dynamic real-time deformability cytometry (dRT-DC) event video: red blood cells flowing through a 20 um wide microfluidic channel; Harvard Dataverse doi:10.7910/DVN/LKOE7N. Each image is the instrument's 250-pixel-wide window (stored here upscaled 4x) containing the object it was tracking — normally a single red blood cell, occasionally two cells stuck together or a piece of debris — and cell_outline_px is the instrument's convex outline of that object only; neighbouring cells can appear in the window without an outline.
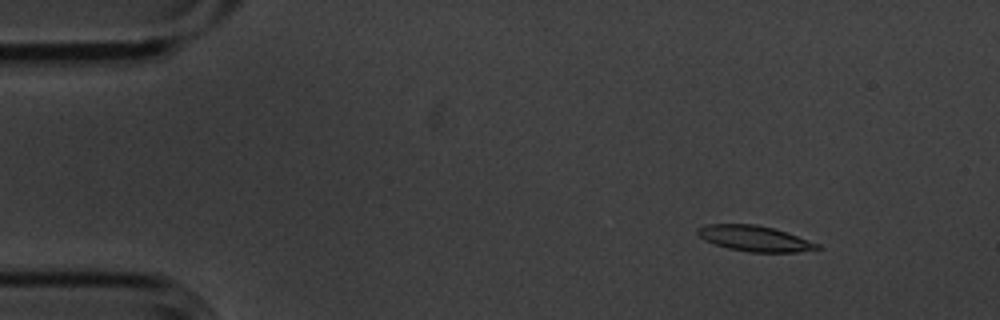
{"species": "common noctule bat (a hibernating species)", "species_latin": "Nyctalus noctula", "temperature_condition": "cold", "stored_images_in_passage": 11, "camera_frame_rate_fps": 3000, "um_per_image_px": 0.085, "animal": {"sex": "male", "body_mass_g": 20.1, "forearm_length_mm": 53.5}, "frame": {"image": 1, "passage_image": 2, "time_ms": 0.333, "image_size_px": [1000, 320], "cell_outline_px": [[824, 248], [796, 252], [752, 252], [728, 248], [704, 240], [696, 232], [696, 228], [708, 224], [756, 224], [772, 228], [820, 244]], "centroid_in_image_um": [64.13, 20.27], "position_along_channel_um": 20.9, "area_um2": 17.63}}
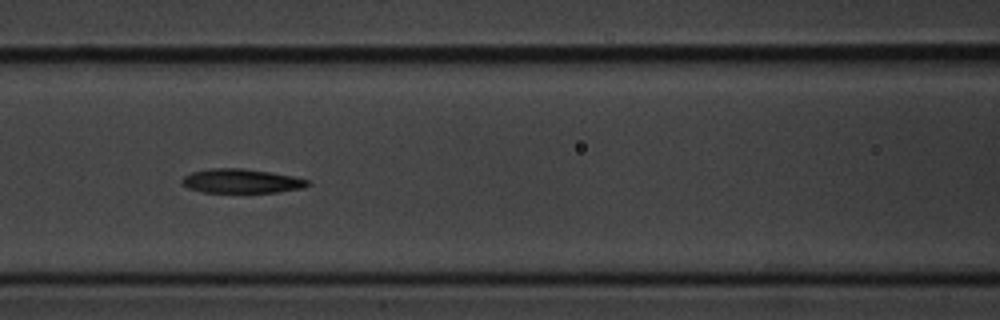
{"frame": {"image": 2, "passage_image": 7, "time_ms": 2.0, "image_size_px": [1000, 320], "cell_outline_px": [[312, 184], [304, 188], [280, 192], [200, 192], [188, 188], [180, 184], [180, 180], [184, 176], [192, 172], [208, 168], [244, 168], [292, 176], [308, 180]], "centroid_in_image_um": [20.49, 15.39], "position_along_channel_um": 146.1, "area_um2": 17.86}}
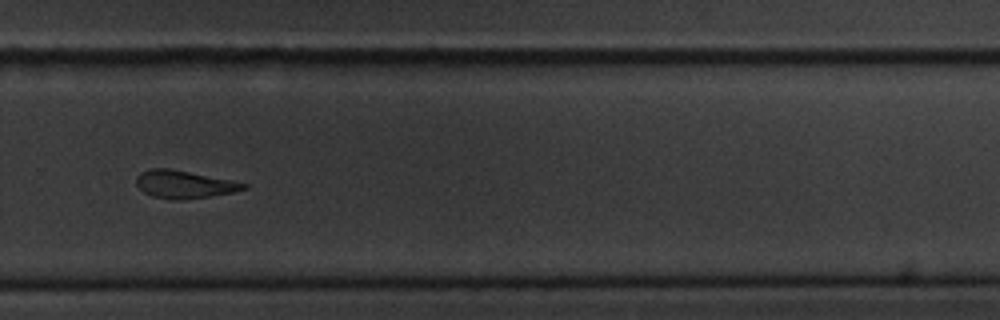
{"frame": {"image": 3, "passage_image": 11, "time_ms": 3.333, "image_size_px": [1000, 320], "cell_outline_px": [[248, 188], [232, 192], [184, 200], [172, 200], [152, 196], [144, 192], [136, 184], [136, 176], [140, 172], [148, 168], [168, 168], [248, 184]], "centroid_in_image_um": [15.58, 15.67], "position_along_channel_um": 314.2, "area_um2": 17.11}}